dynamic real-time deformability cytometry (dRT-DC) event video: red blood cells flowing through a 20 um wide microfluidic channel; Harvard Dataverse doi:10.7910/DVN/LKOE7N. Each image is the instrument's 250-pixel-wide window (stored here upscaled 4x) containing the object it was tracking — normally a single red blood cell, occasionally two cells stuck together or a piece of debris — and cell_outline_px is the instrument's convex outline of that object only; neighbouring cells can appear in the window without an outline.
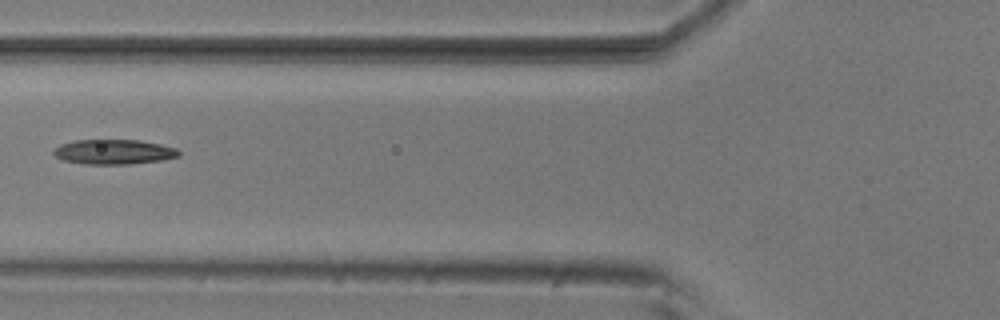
{"species": "common noctule bat (a hibernating species)", "species_latin": "Nyctalus noctula", "temperature_condition": "room temperature", "stored_images_in_passage": 5, "camera_frame_rate_fps": 3000, "um_per_image_px": 0.085, "animal": {"sex": "male", "body_mass_g": 20.5, "forearm_length_mm": 52.5}, "frame": {"image": 1, "passage_image": 5, "time_ms": 1.333, "image_size_px": [1000, 320], "cell_outline_px": [[180, 156], [160, 160], [128, 164], [84, 164], [64, 160], [56, 156], [52, 152], [60, 144], [72, 140], [140, 140], [160, 144], [176, 148], [180, 152]], "centroid_in_image_um": [9.67, 12.9], "position_along_channel_um": 116.1, "area_um2": 18.03}}